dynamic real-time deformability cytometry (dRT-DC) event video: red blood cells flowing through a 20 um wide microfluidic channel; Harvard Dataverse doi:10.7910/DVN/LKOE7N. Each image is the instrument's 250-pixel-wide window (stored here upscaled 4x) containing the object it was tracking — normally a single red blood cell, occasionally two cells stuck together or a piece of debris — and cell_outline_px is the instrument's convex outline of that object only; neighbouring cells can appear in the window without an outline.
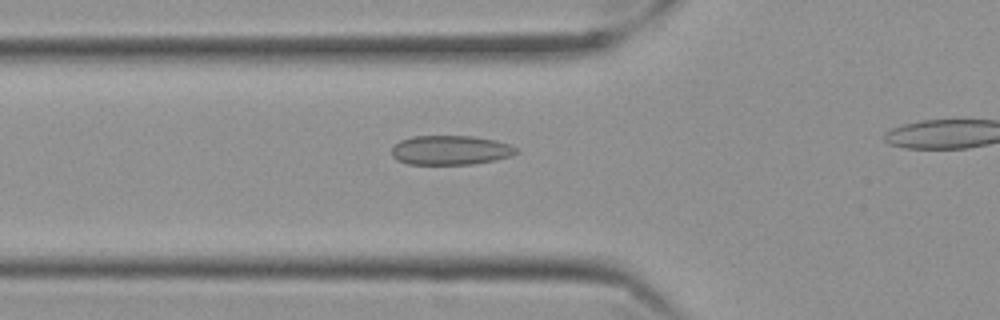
{"species": "Egyptian fruit bat (a non-hibernating species)", "species_latin": "Rousettus aegyptiacus", "temperature_condition": "cold", "stored_images_in_passage": 29, "camera_frame_rate_fps": 3000, "um_per_image_px": 0.085, "frame": {"image": 1, "passage_image": 2, "time_ms": 0.333, "image_size_px": [1000, 320], "cell_outline_px": [[520, 152], [512, 156], [472, 164], [408, 164], [396, 160], [392, 156], [392, 148], [400, 140], [412, 136], [472, 136], [496, 140], [508, 144], [516, 148]], "centroid_in_image_um": [38.28, 12.76], "position_along_channel_um": 87.5, "area_um2": 21.33}}
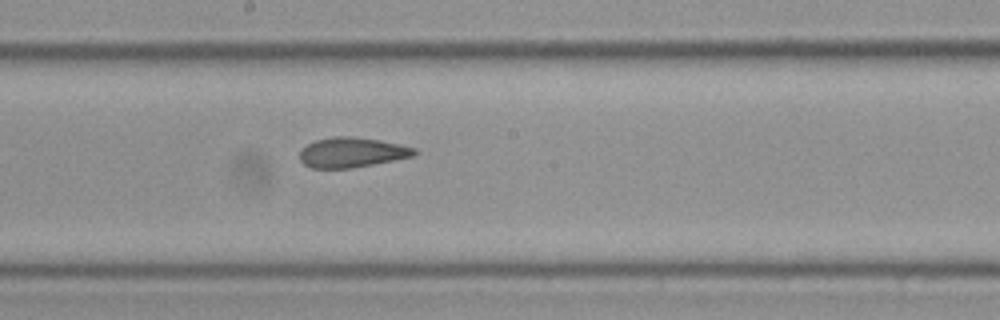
{"frame": {"image": 2, "passage_image": 13, "time_ms": 4.0, "image_size_px": [1000, 320], "cell_outline_px": [[416, 152], [412, 156], [352, 168], [312, 168], [304, 164], [300, 160], [300, 152], [308, 144], [316, 140], [332, 136], [352, 136], [380, 140], [400, 144], [416, 148]], "centroid_in_image_um": [29.89, 12.94], "position_along_channel_um": 218.3, "area_um2": 19.83}}
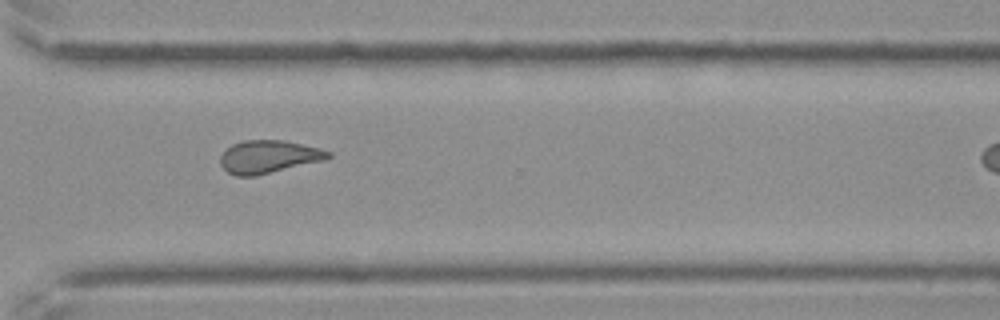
{"frame": {"image": 3, "passage_image": 24, "time_ms": 7.667, "image_size_px": [1000, 320], "cell_outline_px": [[332, 156], [324, 160], [256, 176], [236, 176], [228, 172], [220, 164], [220, 156], [232, 144], [244, 140], [284, 140], [320, 148], [332, 152]], "centroid_in_image_um": [22.84, 13.32], "position_along_channel_um": 347.8, "area_um2": 20.63}}